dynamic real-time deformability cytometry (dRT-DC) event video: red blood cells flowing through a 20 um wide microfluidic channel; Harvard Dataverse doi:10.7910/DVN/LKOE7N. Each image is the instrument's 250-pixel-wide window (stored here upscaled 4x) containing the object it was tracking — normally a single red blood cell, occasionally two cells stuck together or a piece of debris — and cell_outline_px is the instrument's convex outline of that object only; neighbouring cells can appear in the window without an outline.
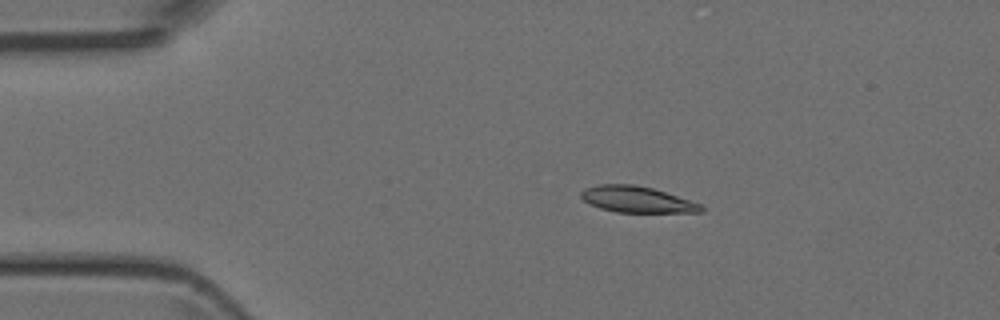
{"species": "Egyptian fruit bat (a non-hibernating species)", "species_latin": "Rousettus aegyptiacus", "temperature_condition": "room temperature", "stored_images_in_passage": 40, "camera_frame_rate_fps": 3000, "um_per_image_px": 0.085, "animal": {"sex": "female"}, "frame": {"image": 1, "passage_image": 1, "time_ms": 0.0, "image_size_px": [1000, 320], "cell_outline_px": [[704, 212], [616, 212], [600, 208], [588, 204], [580, 196], [580, 192], [584, 188], [596, 184], [636, 184], [652, 188], [700, 204], [704, 208]], "centroid_in_image_um": [54.06, 16.94], "position_along_channel_um": 30.9, "area_um2": 18.26}}
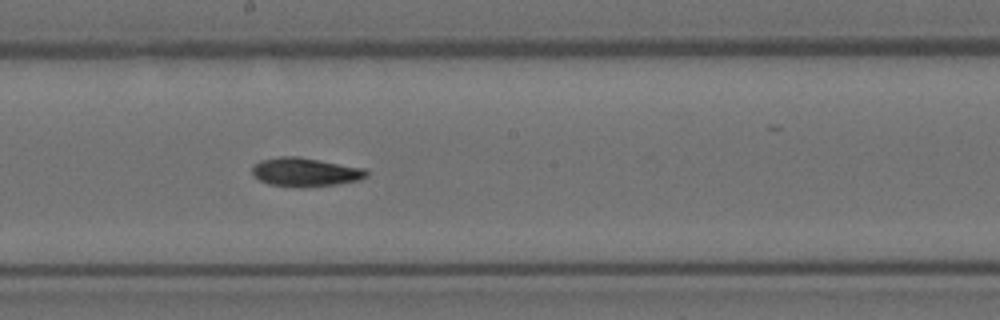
{"frame": {"image": 2, "passage_image": 18, "time_ms": 5.667, "image_size_px": [1000, 320], "cell_outline_px": [[368, 176], [360, 180], [336, 184], [268, 184], [252, 176], [252, 168], [260, 160], [280, 156], [296, 156], [368, 168]], "centroid_in_image_um": [25.99, 14.57], "position_along_channel_um": 222.2, "area_um2": 18.44}}
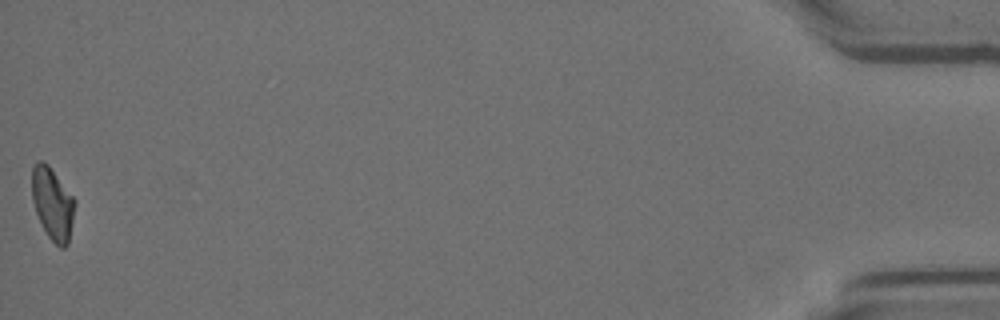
{"frame": {"image": 3, "passage_image": 40, "time_ms": 13.0, "image_size_px": [1000, 320], "cell_outline_px": [[76, 204], [68, 244], [64, 248], [60, 248], [48, 236], [36, 212], [32, 200], [32, 168], [40, 160], [44, 160], [48, 164], [76, 200]], "centroid_in_image_um": [4.48, 17.3], "position_along_channel_um": 430.7, "area_um2": 17.98}}